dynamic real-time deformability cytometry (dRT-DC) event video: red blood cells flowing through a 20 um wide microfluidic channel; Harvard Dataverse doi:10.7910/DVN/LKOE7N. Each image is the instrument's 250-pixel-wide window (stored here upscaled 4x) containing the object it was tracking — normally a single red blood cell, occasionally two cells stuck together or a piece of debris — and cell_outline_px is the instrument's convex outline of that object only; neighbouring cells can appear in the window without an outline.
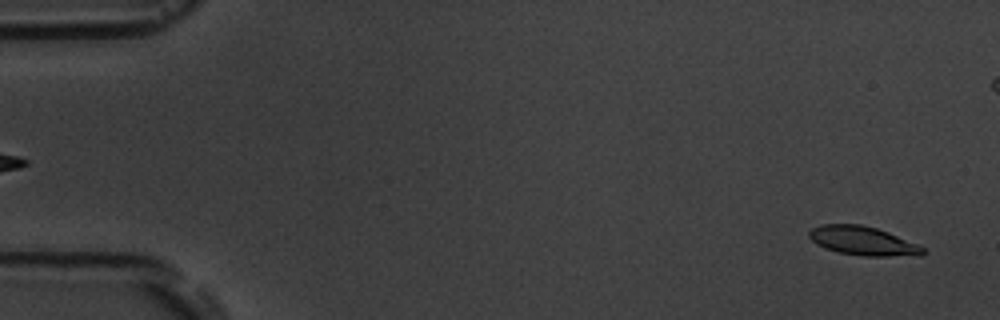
{"species": "common noctule bat (a hibernating species)", "species_latin": "Nyctalus noctula", "temperature_condition": "room temperature", "stored_images_in_passage": 6, "camera_frame_rate_fps": 3000, "um_per_image_px": 0.085, "animal": {"sex": "male", "body_mass_g": 19.5, "forearm_length_mm": 54.6}, "frame": {"image": 1, "passage_image": 6, "time_ms": 5.667, "image_size_px": [1000, 320], "cell_outline_px": [[928, 252], [920, 256], [864, 256], [836, 252], [824, 248], [816, 244], [808, 236], [808, 232], [812, 228], [820, 224], [860, 224], [876, 228], [888, 232], [920, 244]], "centroid_in_image_um": [73.38, 20.48], "position_along_channel_um": 11.6, "area_um2": 19.54}}